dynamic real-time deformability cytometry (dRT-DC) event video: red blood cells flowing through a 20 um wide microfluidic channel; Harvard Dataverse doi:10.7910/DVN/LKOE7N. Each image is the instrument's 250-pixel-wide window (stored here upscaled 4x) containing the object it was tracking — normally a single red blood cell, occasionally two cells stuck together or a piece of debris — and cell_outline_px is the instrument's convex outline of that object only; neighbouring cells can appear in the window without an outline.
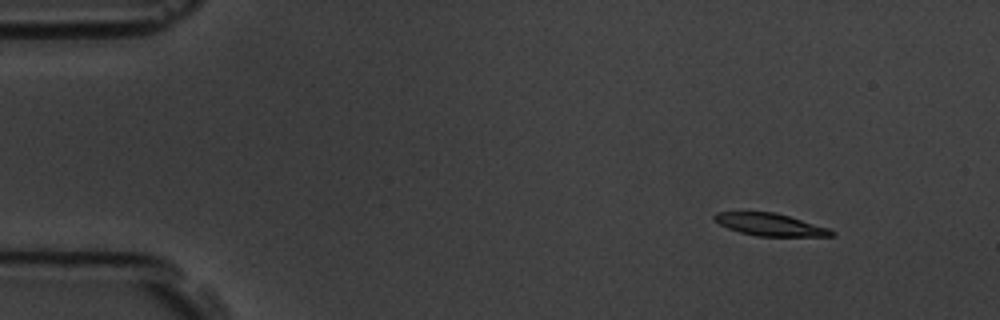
{"species": "common noctule bat (a hibernating species)", "species_latin": "Nyctalus noctula", "temperature_condition": "room temperature", "stored_images_in_passage": 5, "camera_frame_rate_fps": 3000, "um_per_image_px": 0.085, "animal": {"sex": "male", "body_mass_g": 19.5, "forearm_length_mm": 54.6}, "frame": {"image": 1, "passage_image": 2, "time_ms": 1.0, "image_size_px": [1000, 320], "cell_outline_px": [[836, 236], [756, 236], [740, 232], [728, 228], [720, 224], [712, 216], [716, 212], [776, 212], [828, 228], [836, 232]], "centroid_in_image_um": [65.47, 19.09], "position_along_channel_um": 19.5, "area_um2": 15.14}}
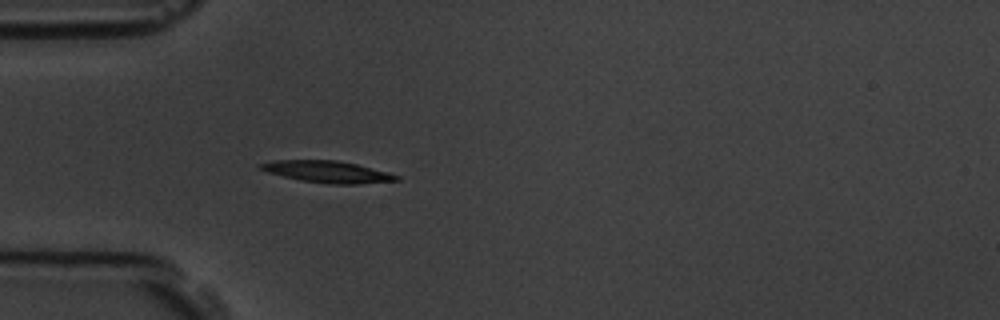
{"frame": {"image": 2, "passage_image": 5, "time_ms": 4.333, "image_size_px": [1000, 320], "cell_outline_px": [[400, 180], [356, 184], [328, 184], [300, 180], [268, 172], [260, 168], [256, 164], [276, 160], [336, 160], [356, 164], [388, 172], [400, 176]], "centroid_in_image_um": [27.84, 14.6], "position_along_channel_um": 57.2, "area_um2": 17.11}}